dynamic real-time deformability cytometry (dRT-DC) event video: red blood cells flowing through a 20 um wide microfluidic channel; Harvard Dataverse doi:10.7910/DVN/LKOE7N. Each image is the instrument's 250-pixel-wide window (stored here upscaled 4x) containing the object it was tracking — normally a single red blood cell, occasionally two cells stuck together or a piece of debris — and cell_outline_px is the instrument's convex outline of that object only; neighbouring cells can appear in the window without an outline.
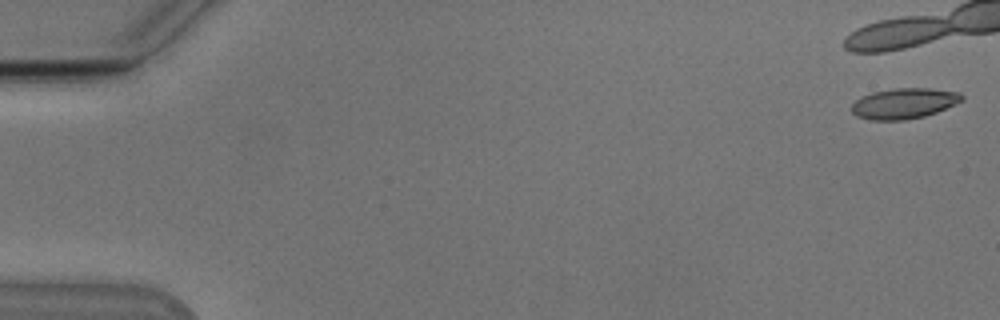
{"species": "Egyptian fruit bat (a non-hibernating species)", "species_latin": "Rousettus aegyptiacus", "temperature_condition": "cold", "stored_images_in_passage": 11, "camera_frame_rate_fps": 3000, "um_per_image_px": 0.085, "animal": {"sex": "male"}, "frame": {"image": 1, "passage_image": 1, "time_ms": 0.0, "image_size_px": [1000, 320], "cell_outline_px": [[964, 100], [936, 112], [924, 116], [904, 120], [872, 120], [856, 116], [852, 112], [852, 104], [860, 96], [872, 92], [892, 88], [928, 88], [960, 92], [964, 96]], "centroid_in_image_um": [76.83, 8.78], "position_along_channel_um": 8.2, "area_um2": 19.71}}